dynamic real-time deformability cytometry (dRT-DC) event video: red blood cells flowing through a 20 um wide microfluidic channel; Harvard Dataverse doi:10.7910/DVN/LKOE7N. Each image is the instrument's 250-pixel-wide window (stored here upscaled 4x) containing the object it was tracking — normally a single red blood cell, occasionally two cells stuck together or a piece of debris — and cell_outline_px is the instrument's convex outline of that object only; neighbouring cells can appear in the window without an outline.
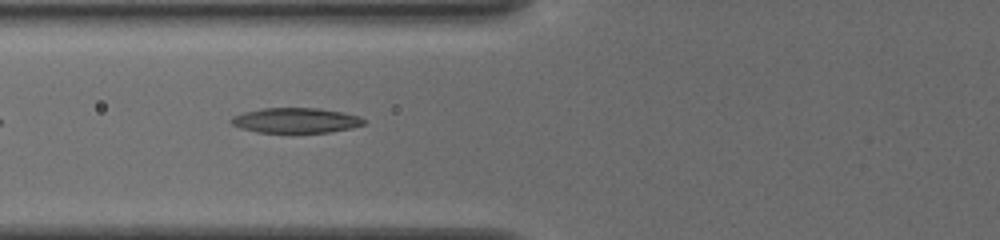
{"species": "common noctule bat (a hibernating species)", "species_latin": "Nyctalus noctula", "temperature_condition": "cold", "stored_images_in_passage": 34, "camera_frame_rate_fps": 3000, "um_per_image_px": 0.085, "animal": {"sex": "female", "body_mass_g": 19.5, "forearm_length_mm": 54.1}, "frame": {"image": 1, "passage_image": 4, "time_ms": 1.0, "image_size_px": [1000, 240], "cell_outline_px": [[364, 124], [348, 128], [328, 132], [256, 132], [240, 128], [232, 124], [228, 120], [232, 116], [244, 112], [264, 108], [320, 108], [360, 116], [364, 120]], "centroid_in_image_um": [25.08, 10.23], "position_along_channel_um": 100.7, "area_um2": 19.19}}
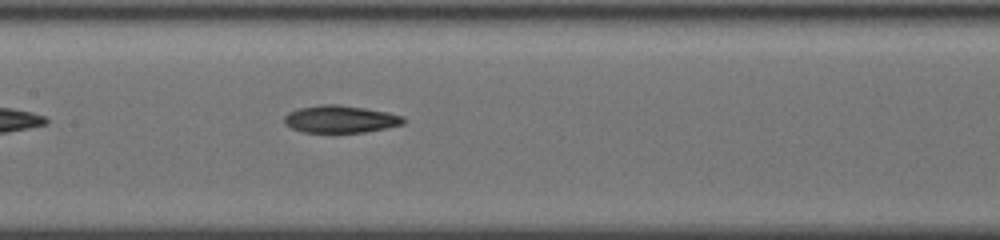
{"frame": {"image": 2, "passage_image": 10, "time_ms": 3.0, "image_size_px": [1000, 240], "cell_outline_px": [[404, 124], [364, 132], [304, 132], [292, 128], [284, 124], [284, 116], [288, 112], [296, 108], [320, 104], [340, 104], [388, 112], [404, 116]], "centroid_in_image_um": [28.9, 10.11], "position_along_channel_um": 178.5, "area_um2": 19.07}}
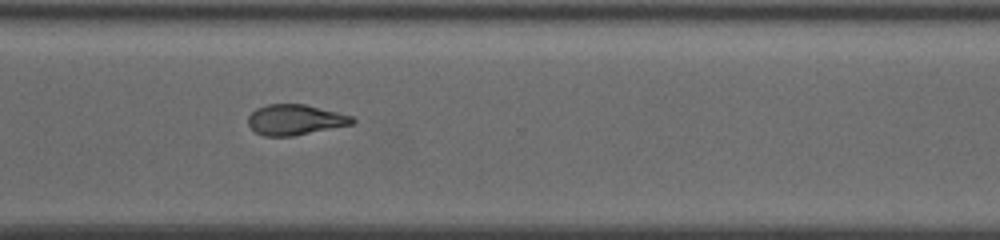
{"frame": {"image": 3, "passage_image": 23, "time_ms": 7.333, "image_size_px": [1000, 240], "cell_outline_px": [[356, 120], [352, 124], [292, 136], [264, 136], [256, 132], [248, 124], [248, 116], [256, 108], [268, 104], [304, 104], [352, 116]], "centroid_in_image_um": [25.06, 10.17], "position_along_channel_um": 345.5, "area_um2": 18.26}, "authors_computed_cell_mechanics": {"area_um2": 18.5827, "velocity_mm_per_s": 3.8678, "shape_relaxation_time_tau1_ms": 9.9939, "shape_relaxation_time_tau2_ms": 2.6789, "deformation_change_tau1": 0.2661, "deformation_change_tau2": 0.1113}}